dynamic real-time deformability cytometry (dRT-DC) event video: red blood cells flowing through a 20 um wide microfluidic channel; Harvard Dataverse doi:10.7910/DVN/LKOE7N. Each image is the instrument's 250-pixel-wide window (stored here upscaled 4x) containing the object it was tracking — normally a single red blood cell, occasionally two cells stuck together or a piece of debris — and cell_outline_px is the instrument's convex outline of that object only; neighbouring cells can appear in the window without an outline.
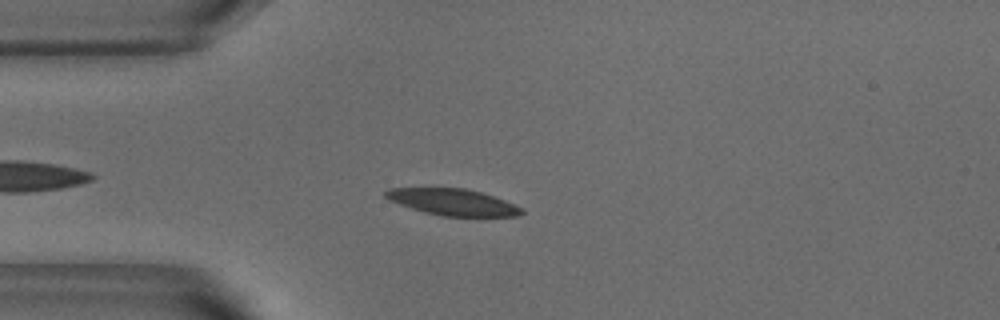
{"species": "common noctule bat (a hibernating species)", "species_latin": "Nyctalus noctula", "temperature_condition": "warm", "stored_images_in_passage": 45, "camera_frame_rate_fps": 3000, "um_per_image_px": 0.085, "animal": {"sex": "male", "body_mass_g": 18.8}, "frame": {"image": 1, "passage_image": 6, "time_ms": 1.667, "image_size_px": [1000, 320], "cell_outline_px": [[524, 212], [516, 216], [444, 216], [424, 212], [388, 200], [384, 196], [384, 192], [392, 188], [464, 188], [480, 192], [504, 200], [520, 208]], "centroid_in_image_um": [38.44, 17.17], "position_along_channel_um": 46.6, "area_um2": 20.58}}
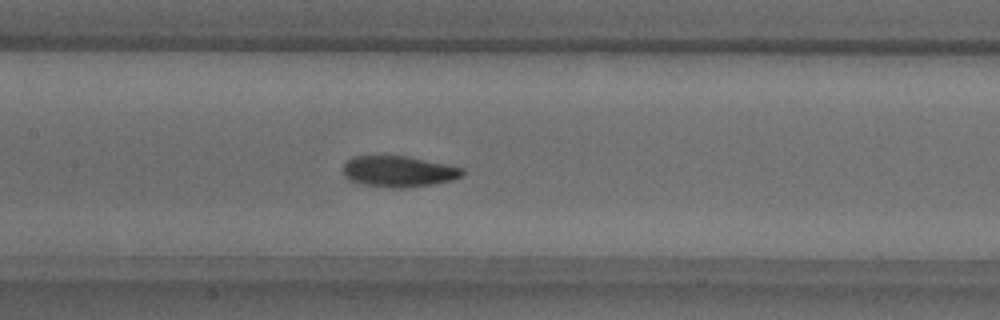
{"frame": {"image": 2, "passage_image": 17, "time_ms": 5.333, "image_size_px": [1000, 320], "cell_outline_px": [[464, 176], [452, 180], [408, 188], [392, 188], [356, 184], [348, 180], [344, 176], [344, 164], [352, 156], [404, 156], [464, 168]], "centroid_in_image_um": [33.84, 14.59], "position_along_channel_um": 173.6, "area_um2": 21.62}}
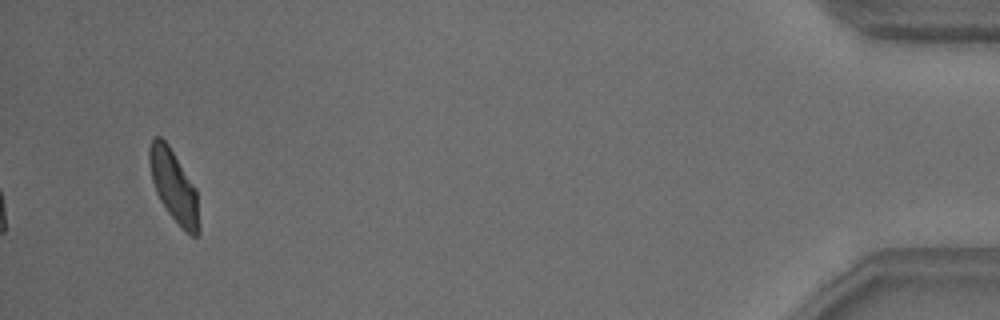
{"frame": {"image": 3, "passage_image": 43, "time_ms": 14.0, "image_size_px": [1000, 320], "cell_outline_px": [[200, 232], [196, 236], [192, 236], [168, 212], [160, 200], [156, 192], [152, 180], [148, 160], [148, 148], [152, 140], [156, 136], [160, 136], [168, 144], [196, 188], [200, 224]], "centroid_in_image_um": [14.78, 15.79], "position_along_channel_um": 420.4, "area_um2": 20.58}, "authors_computed_cell_mechanics": {"area_um2": 21.6172, "velocity_mm_per_s": 3.7818, "shape_relaxation_time_tau1_ms": 3.9639, "shape_relaxation_time_tau2_ms": 2.0276, "deformation_change_tau1": 0.1476, "deformation_change_tau2": 0.0754}}